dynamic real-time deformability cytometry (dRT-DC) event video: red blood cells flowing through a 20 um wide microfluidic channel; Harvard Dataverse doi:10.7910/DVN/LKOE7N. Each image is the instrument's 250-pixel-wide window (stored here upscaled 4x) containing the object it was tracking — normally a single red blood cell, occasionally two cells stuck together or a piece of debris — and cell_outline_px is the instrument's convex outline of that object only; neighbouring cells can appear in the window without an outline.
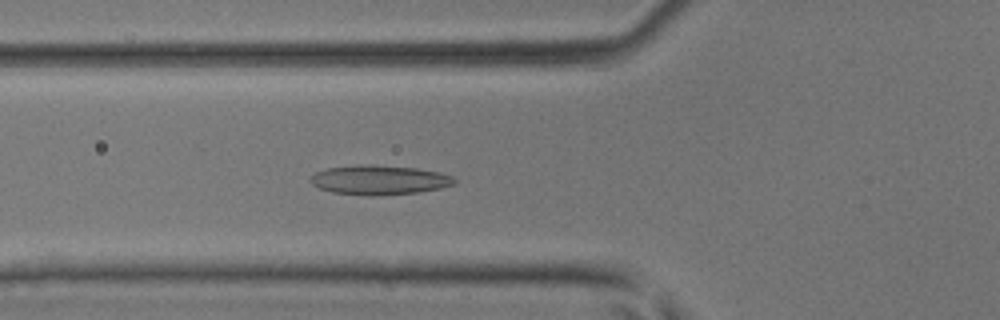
{"species": "common noctule bat (a hibernating species)", "species_latin": "Nyctalus noctula", "temperature_condition": "room temperature", "stored_images_in_passage": 47, "camera_frame_rate_fps": 3000, "um_per_image_px": 0.085, "animal": {"sex": "male", "body_mass_g": 17.9, "forearm_length_mm": 54.2}, "frame": {"image": 1, "passage_image": 17, "time_ms": 5.333, "image_size_px": [1000, 320], "cell_outline_px": [[456, 184], [440, 188], [416, 192], [372, 196], [332, 192], [320, 188], [312, 184], [308, 180], [316, 172], [328, 168], [360, 164], [368, 164], [416, 168], [440, 172], [452, 176], [456, 180]], "centroid_in_image_um": [32.24, 15.29], "position_along_channel_um": 93.6, "area_um2": 24.62}}
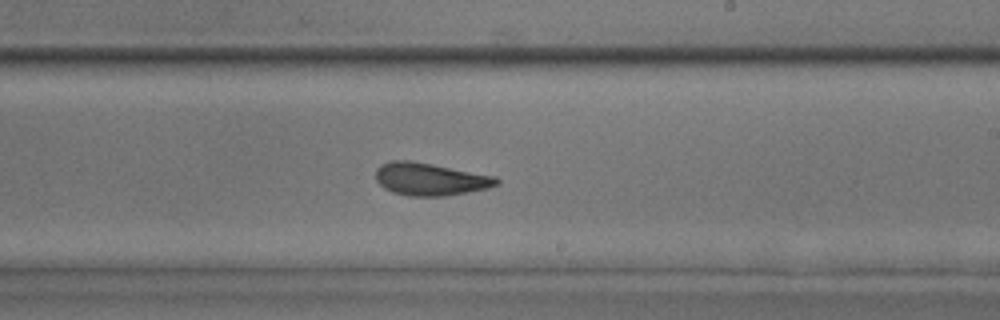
{"frame": {"image": 2, "passage_image": 28, "time_ms": 9.0, "image_size_px": [1000, 320], "cell_outline_px": [[500, 184], [488, 188], [468, 192], [444, 196], [408, 196], [392, 192], [384, 188], [376, 180], [376, 168], [380, 164], [392, 160], [408, 160], [432, 164], [496, 176], [500, 180]], "centroid_in_image_um": [36.56, 15.23], "position_along_channel_um": 252.4, "area_um2": 23.06}}
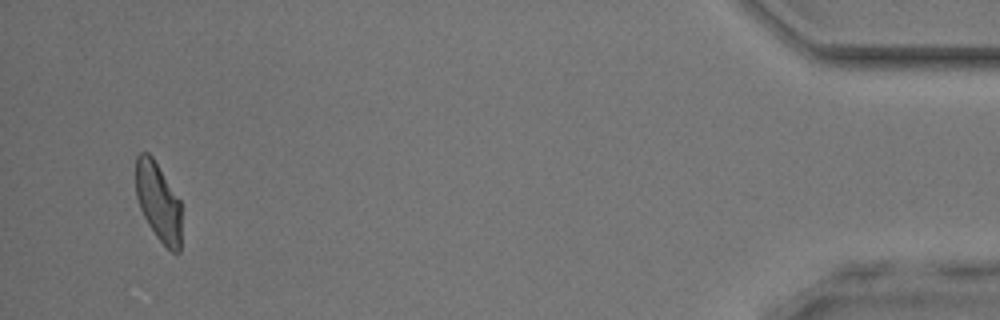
{"frame": {"image": 3, "passage_image": 45, "time_ms": 14.667, "image_size_px": [1000, 320], "cell_outline_px": [[180, 252], [172, 252], [156, 236], [148, 224], [140, 208], [136, 196], [136, 156], [140, 152], [148, 152], [152, 156], [180, 200]], "centroid_in_image_um": [13.44, 17.13], "position_along_channel_um": 421.8, "area_um2": 20.69}}